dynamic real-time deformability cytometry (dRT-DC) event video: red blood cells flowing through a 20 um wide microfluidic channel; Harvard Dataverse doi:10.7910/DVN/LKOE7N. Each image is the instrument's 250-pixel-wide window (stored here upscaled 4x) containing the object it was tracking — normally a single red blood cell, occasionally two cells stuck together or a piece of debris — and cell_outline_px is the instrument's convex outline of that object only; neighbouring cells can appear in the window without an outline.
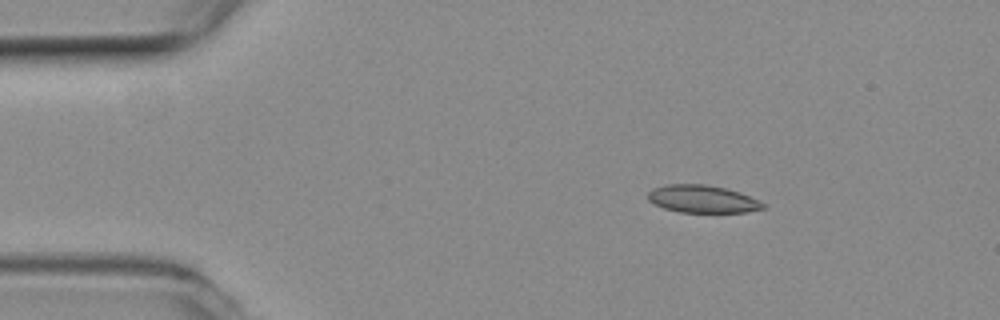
{"species": "common noctule bat (a hibernating species)", "species_latin": "Nyctalus noctula", "temperature_condition": "room temperature", "stored_images_in_passage": 3, "camera_frame_rate_fps": 3000, "um_per_image_px": 0.085, "animal": {"sex": "female", "body_mass_g": 19.3, "forearm_length_mm": 54.1}, "frame": {"image": 1, "passage_image": 1, "time_ms": 0.0, "image_size_px": [1000, 320], "cell_outline_px": [[764, 208], [748, 212], [680, 212], [664, 208], [648, 200], [648, 192], [652, 188], [668, 184], [704, 184], [724, 188], [740, 192], [764, 204]], "centroid_in_image_um": [59.67, 16.91], "position_along_channel_um": 25.3, "area_um2": 18.26}}